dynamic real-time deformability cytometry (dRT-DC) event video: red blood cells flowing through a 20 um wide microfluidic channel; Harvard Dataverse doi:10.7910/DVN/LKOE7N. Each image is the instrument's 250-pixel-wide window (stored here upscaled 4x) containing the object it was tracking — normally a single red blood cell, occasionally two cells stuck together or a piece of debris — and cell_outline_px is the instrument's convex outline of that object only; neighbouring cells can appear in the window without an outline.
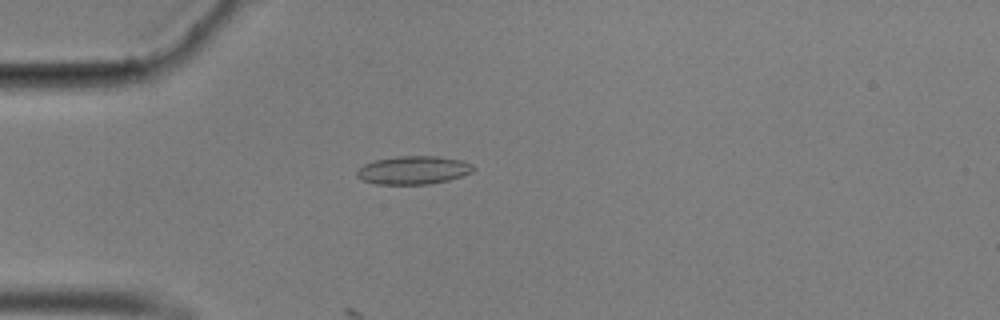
{"species": "common noctule bat (a hibernating species)", "species_latin": "Nyctalus noctula", "temperature_condition": "cold", "stored_images_in_passage": 15, "camera_frame_rate_fps": 3000, "um_per_image_px": 0.085, "animal": {"sex": "male", "body_mass_g": 17.9}, "frame": {"image": 1, "passage_image": 1, "time_ms": 0.0, "image_size_px": [1000, 320], "cell_outline_px": [[476, 168], [472, 172], [448, 180], [428, 184], [376, 184], [364, 180], [356, 176], [356, 172], [364, 164], [376, 160], [396, 156], [440, 156], [460, 160], [472, 164]], "centroid_in_image_um": [35.15, 14.45], "position_along_channel_um": 49.9, "area_um2": 19.07}}
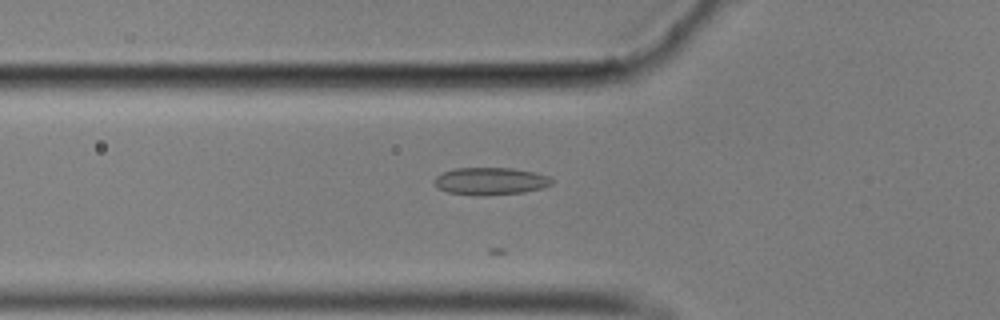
{"frame": {"image": 2, "passage_image": 5, "time_ms": 1.333, "image_size_px": [1000, 320], "cell_outline_px": [[552, 184], [544, 188], [524, 192], [480, 196], [448, 192], [440, 188], [436, 184], [436, 176], [444, 172], [456, 168], [512, 168], [536, 172], [552, 176]], "centroid_in_image_um": [41.78, 15.39], "position_along_channel_um": 84.0, "area_um2": 18.73}}
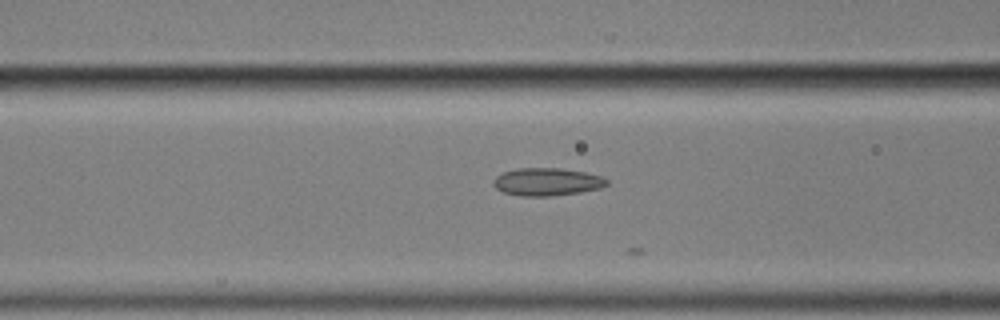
{"frame": {"image": 3, "passage_image": 8, "time_ms": 2.333, "image_size_px": [1000, 320], "cell_outline_px": [[608, 184], [600, 188], [580, 192], [552, 196], [520, 196], [504, 192], [496, 188], [492, 184], [492, 180], [496, 176], [504, 172], [516, 168], [560, 168], [584, 172], [600, 176], [608, 180]], "centroid_in_image_um": [46.47, 15.45], "position_along_channel_um": 120.1, "area_um2": 18.32}}